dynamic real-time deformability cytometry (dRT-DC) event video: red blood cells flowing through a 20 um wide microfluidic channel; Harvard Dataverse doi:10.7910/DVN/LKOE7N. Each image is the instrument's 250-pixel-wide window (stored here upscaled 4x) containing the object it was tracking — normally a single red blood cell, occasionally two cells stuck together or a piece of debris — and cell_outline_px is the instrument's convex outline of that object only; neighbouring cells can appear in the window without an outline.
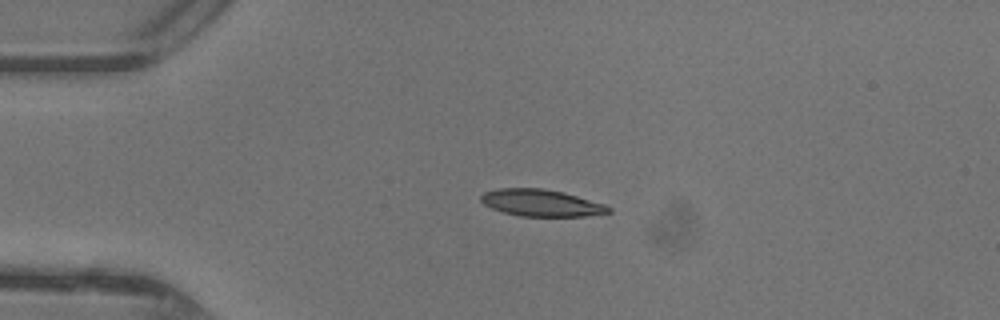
{"species": "common noctule bat (a hibernating species)", "species_latin": "Nyctalus noctula", "temperature_condition": "warm", "stored_images_in_passage": 37, "camera_frame_rate_fps": 3000, "um_per_image_px": 0.085, "animal": {"sex": "female"}, "frame": {"image": 1, "passage_image": 1, "time_ms": 0.0, "image_size_px": [1000, 320], "cell_outline_px": [[612, 212], [584, 216], [520, 216], [504, 212], [492, 208], [484, 204], [480, 200], [480, 196], [484, 192], [500, 188], [544, 188], [564, 192], [604, 204], [612, 208]], "centroid_in_image_um": [46.01, 17.24], "position_along_channel_um": 39.0, "area_um2": 19.94}}
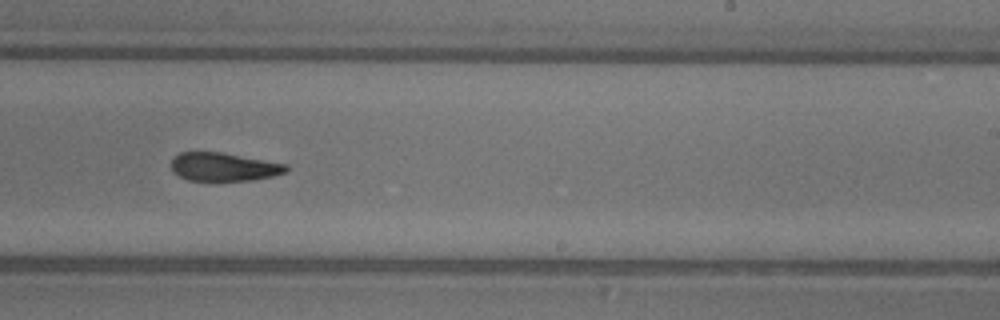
{"frame": {"image": 2, "passage_image": 19, "time_ms": 6.0, "image_size_px": [1000, 320], "cell_outline_px": [[288, 172], [272, 176], [248, 180], [188, 180], [172, 172], [172, 160], [180, 152], [220, 152], [288, 164]], "centroid_in_image_um": [19.03, 14.18], "position_along_channel_um": 270.0, "area_um2": 18.79}}
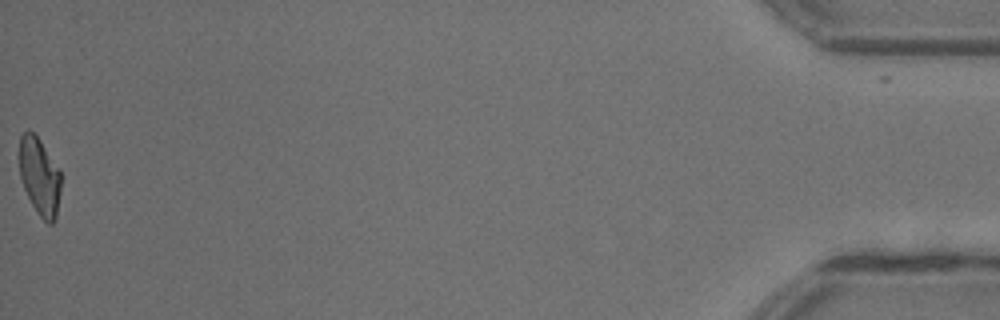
{"frame": {"image": 3, "passage_image": 37, "time_ms": 12.0, "image_size_px": [1000, 320], "cell_outline_px": [[60, 192], [56, 220], [52, 224], [48, 224], [36, 212], [24, 188], [20, 176], [20, 136], [28, 128], [40, 140], [60, 172]], "centroid_in_image_um": [3.36, 15.03], "position_along_channel_um": 431.8, "area_um2": 18.55}, "authors_computed_cell_mechanics": {"area_um2": 20.3456, "velocity_mm_per_s": 4.4178, "shape_relaxation_time_tau1_ms": 7.6938, "shape_relaxation_time_tau2_ms": 2.3812, "deformation_change_tau1": 0.2443, "deformation_change_tau2": 0.1017}}